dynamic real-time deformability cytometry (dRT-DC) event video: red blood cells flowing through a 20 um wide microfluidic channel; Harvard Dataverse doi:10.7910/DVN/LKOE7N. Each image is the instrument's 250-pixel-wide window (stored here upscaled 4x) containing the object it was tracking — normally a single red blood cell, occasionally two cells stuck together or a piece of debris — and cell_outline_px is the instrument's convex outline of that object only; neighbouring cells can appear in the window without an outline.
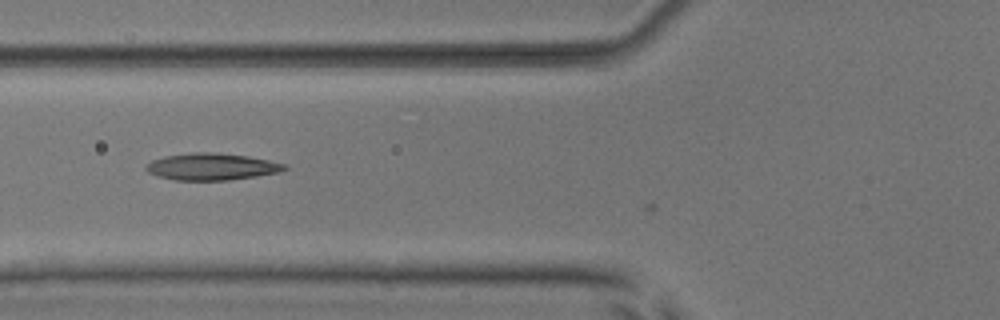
{"species": "common noctule bat (a hibernating species)", "species_latin": "Nyctalus noctula", "temperature_condition": "room temperature", "stored_images_in_passage": 6, "camera_frame_rate_fps": 3000, "um_per_image_px": 0.085, "animal": {"sex": "male", "body_mass_g": 17.9, "forearm_length_mm": 54.2}, "frame": {"image": 1, "passage_image": 3, "time_ms": 0.667, "image_size_px": [1000, 320], "cell_outline_px": [[288, 168], [276, 172], [256, 176], [228, 180], [172, 180], [148, 172], [144, 168], [144, 164], [152, 160], [164, 156], [192, 152], [212, 152], [248, 156], [268, 160], [284, 164]], "centroid_in_image_um": [17.92, 14.16], "position_along_channel_um": 107.9, "area_um2": 21.56}}